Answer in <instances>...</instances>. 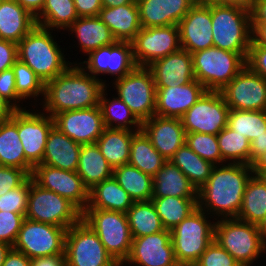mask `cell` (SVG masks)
<instances>
[{
  "mask_svg": "<svg viewBox=\"0 0 266 266\" xmlns=\"http://www.w3.org/2000/svg\"><path fill=\"white\" fill-rule=\"evenodd\" d=\"M253 174L252 165H215L207 182L198 190V207L215 220L237 218Z\"/></svg>",
  "mask_w": 266,
  "mask_h": 266,
  "instance_id": "cell-1",
  "label": "cell"
},
{
  "mask_svg": "<svg viewBox=\"0 0 266 266\" xmlns=\"http://www.w3.org/2000/svg\"><path fill=\"white\" fill-rule=\"evenodd\" d=\"M105 86L100 79L88 74L78 63L71 64L63 73L45 83L41 111L55 114L99 106Z\"/></svg>",
  "mask_w": 266,
  "mask_h": 266,
  "instance_id": "cell-2",
  "label": "cell"
},
{
  "mask_svg": "<svg viewBox=\"0 0 266 266\" xmlns=\"http://www.w3.org/2000/svg\"><path fill=\"white\" fill-rule=\"evenodd\" d=\"M56 33L36 25L17 45L18 59L30 67L44 82L63 73L71 64L56 41ZM54 35V36H53ZM63 51V52H62Z\"/></svg>",
  "mask_w": 266,
  "mask_h": 266,
  "instance_id": "cell-3",
  "label": "cell"
},
{
  "mask_svg": "<svg viewBox=\"0 0 266 266\" xmlns=\"http://www.w3.org/2000/svg\"><path fill=\"white\" fill-rule=\"evenodd\" d=\"M213 46L247 59L252 42L250 11L211 2Z\"/></svg>",
  "mask_w": 266,
  "mask_h": 266,
  "instance_id": "cell-4",
  "label": "cell"
},
{
  "mask_svg": "<svg viewBox=\"0 0 266 266\" xmlns=\"http://www.w3.org/2000/svg\"><path fill=\"white\" fill-rule=\"evenodd\" d=\"M214 240L244 266H253L259 257L266 254V244L258 225L236 218L215 221Z\"/></svg>",
  "mask_w": 266,
  "mask_h": 266,
  "instance_id": "cell-5",
  "label": "cell"
},
{
  "mask_svg": "<svg viewBox=\"0 0 266 266\" xmlns=\"http://www.w3.org/2000/svg\"><path fill=\"white\" fill-rule=\"evenodd\" d=\"M210 218V219H208ZM197 207L171 230L174 256L178 264L190 266L214 240L215 220Z\"/></svg>",
  "mask_w": 266,
  "mask_h": 266,
  "instance_id": "cell-6",
  "label": "cell"
},
{
  "mask_svg": "<svg viewBox=\"0 0 266 266\" xmlns=\"http://www.w3.org/2000/svg\"><path fill=\"white\" fill-rule=\"evenodd\" d=\"M191 55L195 80L207 91L222 90L246 66L239 53L215 46Z\"/></svg>",
  "mask_w": 266,
  "mask_h": 266,
  "instance_id": "cell-7",
  "label": "cell"
},
{
  "mask_svg": "<svg viewBox=\"0 0 266 266\" xmlns=\"http://www.w3.org/2000/svg\"><path fill=\"white\" fill-rule=\"evenodd\" d=\"M25 218L68 229L82 220V211L67 198L42 188L29 176Z\"/></svg>",
  "mask_w": 266,
  "mask_h": 266,
  "instance_id": "cell-8",
  "label": "cell"
},
{
  "mask_svg": "<svg viewBox=\"0 0 266 266\" xmlns=\"http://www.w3.org/2000/svg\"><path fill=\"white\" fill-rule=\"evenodd\" d=\"M82 220L98 235L106 251L115 261L129 257L132 236L125 213L101 209H85Z\"/></svg>",
  "mask_w": 266,
  "mask_h": 266,
  "instance_id": "cell-9",
  "label": "cell"
},
{
  "mask_svg": "<svg viewBox=\"0 0 266 266\" xmlns=\"http://www.w3.org/2000/svg\"><path fill=\"white\" fill-rule=\"evenodd\" d=\"M119 97L141 121L155 115L156 86L148 67L136 66L129 74L111 82Z\"/></svg>",
  "mask_w": 266,
  "mask_h": 266,
  "instance_id": "cell-10",
  "label": "cell"
},
{
  "mask_svg": "<svg viewBox=\"0 0 266 266\" xmlns=\"http://www.w3.org/2000/svg\"><path fill=\"white\" fill-rule=\"evenodd\" d=\"M66 266H115L98 235L83 221L68 228L65 239Z\"/></svg>",
  "mask_w": 266,
  "mask_h": 266,
  "instance_id": "cell-11",
  "label": "cell"
},
{
  "mask_svg": "<svg viewBox=\"0 0 266 266\" xmlns=\"http://www.w3.org/2000/svg\"><path fill=\"white\" fill-rule=\"evenodd\" d=\"M66 228L24 219L12 248L30 259L65 254Z\"/></svg>",
  "mask_w": 266,
  "mask_h": 266,
  "instance_id": "cell-12",
  "label": "cell"
},
{
  "mask_svg": "<svg viewBox=\"0 0 266 266\" xmlns=\"http://www.w3.org/2000/svg\"><path fill=\"white\" fill-rule=\"evenodd\" d=\"M78 64L91 76L100 79L101 83L108 87L106 80L98 76L111 75L118 80L129 74L136 63L133 58L132 44L128 41H116L114 44L102 46L91 51L84 61H77Z\"/></svg>",
  "mask_w": 266,
  "mask_h": 266,
  "instance_id": "cell-13",
  "label": "cell"
},
{
  "mask_svg": "<svg viewBox=\"0 0 266 266\" xmlns=\"http://www.w3.org/2000/svg\"><path fill=\"white\" fill-rule=\"evenodd\" d=\"M229 111L220 91H206L181 121L186 133L217 135L227 126Z\"/></svg>",
  "mask_w": 266,
  "mask_h": 266,
  "instance_id": "cell-14",
  "label": "cell"
},
{
  "mask_svg": "<svg viewBox=\"0 0 266 266\" xmlns=\"http://www.w3.org/2000/svg\"><path fill=\"white\" fill-rule=\"evenodd\" d=\"M136 66L148 67L153 61L181 49L177 25L141 28L131 41Z\"/></svg>",
  "mask_w": 266,
  "mask_h": 266,
  "instance_id": "cell-15",
  "label": "cell"
},
{
  "mask_svg": "<svg viewBox=\"0 0 266 266\" xmlns=\"http://www.w3.org/2000/svg\"><path fill=\"white\" fill-rule=\"evenodd\" d=\"M33 104V109L17 110V129L25 158L34 167L42 163L47 137L54 126V120L50 115L41 112L37 103Z\"/></svg>",
  "mask_w": 266,
  "mask_h": 266,
  "instance_id": "cell-16",
  "label": "cell"
},
{
  "mask_svg": "<svg viewBox=\"0 0 266 266\" xmlns=\"http://www.w3.org/2000/svg\"><path fill=\"white\" fill-rule=\"evenodd\" d=\"M220 93L230 110H266V80L247 65Z\"/></svg>",
  "mask_w": 266,
  "mask_h": 266,
  "instance_id": "cell-17",
  "label": "cell"
},
{
  "mask_svg": "<svg viewBox=\"0 0 266 266\" xmlns=\"http://www.w3.org/2000/svg\"><path fill=\"white\" fill-rule=\"evenodd\" d=\"M32 180L44 189L67 198L82 212L87 208L89 189L76 171H65L46 164H37L31 173Z\"/></svg>",
  "mask_w": 266,
  "mask_h": 266,
  "instance_id": "cell-18",
  "label": "cell"
},
{
  "mask_svg": "<svg viewBox=\"0 0 266 266\" xmlns=\"http://www.w3.org/2000/svg\"><path fill=\"white\" fill-rule=\"evenodd\" d=\"M54 126L79 144H93L105 129L99 106L64 111L53 116Z\"/></svg>",
  "mask_w": 266,
  "mask_h": 266,
  "instance_id": "cell-19",
  "label": "cell"
},
{
  "mask_svg": "<svg viewBox=\"0 0 266 266\" xmlns=\"http://www.w3.org/2000/svg\"><path fill=\"white\" fill-rule=\"evenodd\" d=\"M127 260L137 266H175L171 231L133 238L131 252Z\"/></svg>",
  "mask_w": 266,
  "mask_h": 266,
  "instance_id": "cell-20",
  "label": "cell"
},
{
  "mask_svg": "<svg viewBox=\"0 0 266 266\" xmlns=\"http://www.w3.org/2000/svg\"><path fill=\"white\" fill-rule=\"evenodd\" d=\"M178 27L181 47L190 54L213 47L211 3L194 4Z\"/></svg>",
  "mask_w": 266,
  "mask_h": 266,
  "instance_id": "cell-21",
  "label": "cell"
},
{
  "mask_svg": "<svg viewBox=\"0 0 266 266\" xmlns=\"http://www.w3.org/2000/svg\"><path fill=\"white\" fill-rule=\"evenodd\" d=\"M153 147L167 160L185 143L186 131L181 118L153 115L142 122V129Z\"/></svg>",
  "mask_w": 266,
  "mask_h": 266,
  "instance_id": "cell-22",
  "label": "cell"
},
{
  "mask_svg": "<svg viewBox=\"0 0 266 266\" xmlns=\"http://www.w3.org/2000/svg\"><path fill=\"white\" fill-rule=\"evenodd\" d=\"M156 89L155 115L170 118H181L207 91L197 80Z\"/></svg>",
  "mask_w": 266,
  "mask_h": 266,
  "instance_id": "cell-23",
  "label": "cell"
},
{
  "mask_svg": "<svg viewBox=\"0 0 266 266\" xmlns=\"http://www.w3.org/2000/svg\"><path fill=\"white\" fill-rule=\"evenodd\" d=\"M148 68L156 88L176 87L195 80L192 55L182 48L153 61Z\"/></svg>",
  "mask_w": 266,
  "mask_h": 266,
  "instance_id": "cell-24",
  "label": "cell"
},
{
  "mask_svg": "<svg viewBox=\"0 0 266 266\" xmlns=\"http://www.w3.org/2000/svg\"><path fill=\"white\" fill-rule=\"evenodd\" d=\"M143 28L177 25L194 5L191 0H136Z\"/></svg>",
  "mask_w": 266,
  "mask_h": 266,
  "instance_id": "cell-25",
  "label": "cell"
},
{
  "mask_svg": "<svg viewBox=\"0 0 266 266\" xmlns=\"http://www.w3.org/2000/svg\"><path fill=\"white\" fill-rule=\"evenodd\" d=\"M81 147V144L75 142L53 126L47 137L41 164L65 171H77Z\"/></svg>",
  "mask_w": 266,
  "mask_h": 266,
  "instance_id": "cell-26",
  "label": "cell"
},
{
  "mask_svg": "<svg viewBox=\"0 0 266 266\" xmlns=\"http://www.w3.org/2000/svg\"><path fill=\"white\" fill-rule=\"evenodd\" d=\"M98 17L117 41L131 42L142 28L137 1L117 7H102Z\"/></svg>",
  "mask_w": 266,
  "mask_h": 266,
  "instance_id": "cell-27",
  "label": "cell"
},
{
  "mask_svg": "<svg viewBox=\"0 0 266 266\" xmlns=\"http://www.w3.org/2000/svg\"><path fill=\"white\" fill-rule=\"evenodd\" d=\"M66 31L69 35H75L77 47H80L79 52L81 50L86 56L93 50L117 41L109 27L98 16L79 17Z\"/></svg>",
  "mask_w": 266,
  "mask_h": 266,
  "instance_id": "cell-28",
  "label": "cell"
},
{
  "mask_svg": "<svg viewBox=\"0 0 266 266\" xmlns=\"http://www.w3.org/2000/svg\"><path fill=\"white\" fill-rule=\"evenodd\" d=\"M36 25L35 17L15 0L0 2V39L18 44Z\"/></svg>",
  "mask_w": 266,
  "mask_h": 266,
  "instance_id": "cell-29",
  "label": "cell"
},
{
  "mask_svg": "<svg viewBox=\"0 0 266 266\" xmlns=\"http://www.w3.org/2000/svg\"><path fill=\"white\" fill-rule=\"evenodd\" d=\"M0 165L17 167L29 176L33 166L26 160L17 129V110L6 120L0 121Z\"/></svg>",
  "mask_w": 266,
  "mask_h": 266,
  "instance_id": "cell-30",
  "label": "cell"
},
{
  "mask_svg": "<svg viewBox=\"0 0 266 266\" xmlns=\"http://www.w3.org/2000/svg\"><path fill=\"white\" fill-rule=\"evenodd\" d=\"M174 196L180 198H198V191L185 174L170 161L153 176L152 198Z\"/></svg>",
  "mask_w": 266,
  "mask_h": 266,
  "instance_id": "cell-31",
  "label": "cell"
},
{
  "mask_svg": "<svg viewBox=\"0 0 266 266\" xmlns=\"http://www.w3.org/2000/svg\"><path fill=\"white\" fill-rule=\"evenodd\" d=\"M133 203V199L112 176L97 183L89 190L86 209L111 210L126 214Z\"/></svg>",
  "mask_w": 266,
  "mask_h": 266,
  "instance_id": "cell-32",
  "label": "cell"
},
{
  "mask_svg": "<svg viewBox=\"0 0 266 266\" xmlns=\"http://www.w3.org/2000/svg\"><path fill=\"white\" fill-rule=\"evenodd\" d=\"M76 172L90 190L97 183L111 178L113 168L108 164L96 143L82 144Z\"/></svg>",
  "mask_w": 266,
  "mask_h": 266,
  "instance_id": "cell-33",
  "label": "cell"
},
{
  "mask_svg": "<svg viewBox=\"0 0 266 266\" xmlns=\"http://www.w3.org/2000/svg\"><path fill=\"white\" fill-rule=\"evenodd\" d=\"M107 90L109 89L105 87L99 98V107L105 128L141 131L142 122L119 97L113 95L108 97Z\"/></svg>",
  "mask_w": 266,
  "mask_h": 266,
  "instance_id": "cell-34",
  "label": "cell"
},
{
  "mask_svg": "<svg viewBox=\"0 0 266 266\" xmlns=\"http://www.w3.org/2000/svg\"><path fill=\"white\" fill-rule=\"evenodd\" d=\"M138 131L105 128L96 144L108 164L114 169L129 163L130 145Z\"/></svg>",
  "mask_w": 266,
  "mask_h": 266,
  "instance_id": "cell-35",
  "label": "cell"
},
{
  "mask_svg": "<svg viewBox=\"0 0 266 266\" xmlns=\"http://www.w3.org/2000/svg\"><path fill=\"white\" fill-rule=\"evenodd\" d=\"M169 161L177 166L198 191L209 179L215 165L201 158L184 143Z\"/></svg>",
  "mask_w": 266,
  "mask_h": 266,
  "instance_id": "cell-36",
  "label": "cell"
},
{
  "mask_svg": "<svg viewBox=\"0 0 266 266\" xmlns=\"http://www.w3.org/2000/svg\"><path fill=\"white\" fill-rule=\"evenodd\" d=\"M112 176L134 202L151 201L153 177L150 175L128 163L114 168Z\"/></svg>",
  "mask_w": 266,
  "mask_h": 266,
  "instance_id": "cell-37",
  "label": "cell"
},
{
  "mask_svg": "<svg viewBox=\"0 0 266 266\" xmlns=\"http://www.w3.org/2000/svg\"><path fill=\"white\" fill-rule=\"evenodd\" d=\"M78 18L73 0H45L35 21L40 27L60 32L67 30Z\"/></svg>",
  "mask_w": 266,
  "mask_h": 266,
  "instance_id": "cell-38",
  "label": "cell"
},
{
  "mask_svg": "<svg viewBox=\"0 0 266 266\" xmlns=\"http://www.w3.org/2000/svg\"><path fill=\"white\" fill-rule=\"evenodd\" d=\"M266 217V184L252 175L247 182L242 207L236 219L258 225Z\"/></svg>",
  "mask_w": 266,
  "mask_h": 266,
  "instance_id": "cell-39",
  "label": "cell"
},
{
  "mask_svg": "<svg viewBox=\"0 0 266 266\" xmlns=\"http://www.w3.org/2000/svg\"><path fill=\"white\" fill-rule=\"evenodd\" d=\"M166 162L167 160L153 147L142 130L133 136L129 164L153 177Z\"/></svg>",
  "mask_w": 266,
  "mask_h": 266,
  "instance_id": "cell-40",
  "label": "cell"
},
{
  "mask_svg": "<svg viewBox=\"0 0 266 266\" xmlns=\"http://www.w3.org/2000/svg\"><path fill=\"white\" fill-rule=\"evenodd\" d=\"M126 215L132 239L165 230L152 201L134 202Z\"/></svg>",
  "mask_w": 266,
  "mask_h": 266,
  "instance_id": "cell-41",
  "label": "cell"
},
{
  "mask_svg": "<svg viewBox=\"0 0 266 266\" xmlns=\"http://www.w3.org/2000/svg\"><path fill=\"white\" fill-rule=\"evenodd\" d=\"M151 201L166 230H172L198 207V198L167 196L151 198Z\"/></svg>",
  "mask_w": 266,
  "mask_h": 266,
  "instance_id": "cell-42",
  "label": "cell"
},
{
  "mask_svg": "<svg viewBox=\"0 0 266 266\" xmlns=\"http://www.w3.org/2000/svg\"><path fill=\"white\" fill-rule=\"evenodd\" d=\"M219 150L225 163L250 165V141L226 126L217 134Z\"/></svg>",
  "mask_w": 266,
  "mask_h": 266,
  "instance_id": "cell-43",
  "label": "cell"
},
{
  "mask_svg": "<svg viewBox=\"0 0 266 266\" xmlns=\"http://www.w3.org/2000/svg\"><path fill=\"white\" fill-rule=\"evenodd\" d=\"M227 126L251 142L259 136L266 135V110H230Z\"/></svg>",
  "mask_w": 266,
  "mask_h": 266,
  "instance_id": "cell-44",
  "label": "cell"
},
{
  "mask_svg": "<svg viewBox=\"0 0 266 266\" xmlns=\"http://www.w3.org/2000/svg\"><path fill=\"white\" fill-rule=\"evenodd\" d=\"M12 70L15 75L17 95L23 101L25 99L36 100L35 102H38L39 100L43 101L45 83L35 74V72L19 59L14 62Z\"/></svg>",
  "mask_w": 266,
  "mask_h": 266,
  "instance_id": "cell-45",
  "label": "cell"
},
{
  "mask_svg": "<svg viewBox=\"0 0 266 266\" xmlns=\"http://www.w3.org/2000/svg\"><path fill=\"white\" fill-rule=\"evenodd\" d=\"M185 143L204 160L214 165L225 164L219 150L217 135L186 133Z\"/></svg>",
  "mask_w": 266,
  "mask_h": 266,
  "instance_id": "cell-46",
  "label": "cell"
},
{
  "mask_svg": "<svg viewBox=\"0 0 266 266\" xmlns=\"http://www.w3.org/2000/svg\"><path fill=\"white\" fill-rule=\"evenodd\" d=\"M29 196V177L17 188L0 196V211L25 214Z\"/></svg>",
  "mask_w": 266,
  "mask_h": 266,
  "instance_id": "cell-47",
  "label": "cell"
},
{
  "mask_svg": "<svg viewBox=\"0 0 266 266\" xmlns=\"http://www.w3.org/2000/svg\"><path fill=\"white\" fill-rule=\"evenodd\" d=\"M24 219L25 214L0 211V242L13 246Z\"/></svg>",
  "mask_w": 266,
  "mask_h": 266,
  "instance_id": "cell-48",
  "label": "cell"
},
{
  "mask_svg": "<svg viewBox=\"0 0 266 266\" xmlns=\"http://www.w3.org/2000/svg\"><path fill=\"white\" fill-rule=\"evenodd\" d=\"M196 264L198 266H237L239 263L213 240Z\"/></svg>",
  "mask_w": 266,
  "mask_h": 266,
  "instance_id": "cell-49",
  "label": "cell"
},
{
  "mask_svg": "<svg viewBox=\"0 0 266 266\" xmlns=\"http://www.w3.org/2000/svg\"><path fill=\"white\" fill-rule=\"evenodd\" d=\"M0 94L15 110L26 108L25 106L22 107V99L17 95L15 75L12 68L0 72Z\"/></svg>",
  "mask_w": 266,
  "mask_h": 266,
  "instance_id": "cell-50",
  "label": "cell"
},
{
  "mask_svg": "<svg viewBox=\"0 0 266 266\" xmlns=\"http://www.w3.org/2000/svg\"><path fill=\"white\" fill-rule=\"evenodd\" d=\"M28 177L20 168L0 165V196L20 186Z\"/></svg>",
  "mask_w": 266,
  "mask_h": 266,
  "instance_id": "cell-51",
  "label": "cell"
},
{
  "mask_svg": "<svg viewBox=\"0 0 266 266\" xmlns=\"http://www.w3.org/2000/svg\"><path fill=\"white\" fill-rule=\"evenodd\" d=\"M246 65L266 80V46L251 42Z\"/></svg>",
  "mask_w": 266,
  "mask_h": 266,
  "instance_id": "cell-52",
  "label": "cell"
},
{
  "mask_svg": "<svg viewBox=\"0 0 266 266\" xmlns=\"http://www.w3.org/2000/svg\"><path fill=\"white\" fill-rule=\"evenodd\" d=\"M17 59V43L0 39V72L11 69Z\"/></svg>",
  "mask_w": 266,
  "mask_h": 266,
  "instance_id": "cell-53",
  "label": "cell"
},
{
  "mask_svg": "<svg viewBox=\"0 0 266 266\" xmlns=\"http://www.w3.org/2000/svg\"><path fill=\"white\" fill-rule=\"evenodd\" d=\"M79 17H96L102 9V0H73Z\"/></svg>",
  "mask_w": 266,
  "mask_h": 266,
  "instance_id": "cell-54",
  "label": "cell"
},
{
  "mask_svg": "<svg viewBox=\"0 0 266 266\" xmlns=\"http://www.w3.org/2000/svg\"><path fill=\"white\" fill-rule=\"evenodd\" d=\"M30 266H66L65 254L32 258Z\"/></svg>",
  "mask_w": 266,
  "mask_h": 266,
  "instance_id": "cell-55",
  "label": "cell"
},
{
  "mask_svg": "<svg viewBox=\"0 0 266 266\" xmlns=\"http://www.w3.org/2000/svg\"><path fill=\"white\" fill-rule=\"evenodd\" d=\"M31 259L13 248L7 253L2 266H30Z\"/></svg>",
  "mask_w": 266,
  "mask_h": 266,
  "instance_id": "cell-56",
  "label": "cell"
},
{
  "mask_svg": "<svg viewBox=\"0 0 266 266\" xmlns=\"http://www.w3.org/2000/svg\"><path fill=\"white\" fill-rule=\"evenodd\" d=\"M250 18L251 23H266V0H254Z\"/></svg>",
  "mask_w": 266,
  "mask_h": 266,
  "instance_id": "cell-57",
  "label": "cell"
},
{
  "mask_svg": "<svg viewBox=\"0 0 266 266\" xmlns=\"http://www.w3.org/2000/svg\"><path fill=\"white\" fill-rule=\"evenodd\" d=\"M266 151V135L259 136L250 142V165Z\"/></svg>",
  "mask_w": 266,
  "mask_h": 266,
  "instance_id": "cell-58",
  "label": "cell"
},
{
  "mask_svg": "<svg viewBox=\"0 0 266 266\" xmlns=\"http://www.w3.org/2000/svg\"><path fill=\"white\" fill-rule=\"evenodd\" d=\"M252 24V40L256 44L266 46V23H251Z\"/></svg>",
  "mask_w": 266,
  "mask_h": 266,
  "instance_id": "cell-59",
  "label": "cell"
},
{
  "mask_svg": "<svg viewBox=\"0 0 266 266\" xmlns=\"http://www.w3.org/2000/svg\"><path fill=\"white\" fill-rule=\"evenodd\" d=\"M36 17L42 10L45 0H15Z\"/></svg>",
  "mask_w": 266,
  "mask_h": 266,
  "instance_id": "cell-60",
  "label": "cell"
},
{
  "mask_svg": "<svg viewBox=\"0 0 266 266\" xmlns=\"http://www.w3.org/2000/svg\"><path fill=\"white\" fill-rule=\"evenodd\" d=\"M211 2L220 5L236 6L250 11L254 0H211Z\"/></svg>",
  "mask_w": 266,
  "mask_h": 266,
  "instance_id": "cell-61",
  "label": "cell"
},
{
  "mask_svg": "<svg viewBox=\"0 0 266 266\" xmlns=\"http://www.w3.org/2000/svg\"><path fill=\"white\" fill-rule=\"evenodd\" d=\"M252 170L259 177L266 172V151L252 163Z\"/></svg>",
  "mask_w": 266,
  "mask_h": 266,
  "instance_id": "cell-62",
  "label": "cell"
},
{
  "mask_svg": "<svg viewBox=\"0 0 266 266\" xmlns=\"http://www.w3.org/2000/svg\"><path fill=\"white\" fill-rule=\"evenodd\" d=\"M15 109L0 94V121L10 118Z\"/></svg>",
  "mask_w": 266,
  "mask_h": 266,
  "instance_id": "cell-63",
  "label": "cell"
},
{
  "mask_svg": "<svg viewBox=\"0 0 266 266\" xmlns=\"http://www.w3.org/2000/svg\"><path fill=\"white\" fill-rule=\"evenodd\" d=\"M134 0H102L103 7H117L132 3Z\"/></svg>",
  "mask_w": 266,
  "mask_h": 266,
  "instance_id": "cell-64",
  "label": "cell"
},
{
  "mask_svg": "<svg viewBox=\"0 0 266 266\" xmlns=\"http://www.w3.org/2000/svg\"><path fill=\"white\" fill-rule=\"evenodd\" d=\"M11 248L12 246H10L9 244L0 242V266L3 265L5 257Z\"/></svg>",
  "mask_w": 266,
  "mask_h": 266,
  "instance_id": "cell-65",
  "label": "cell"
},
{
  "mask_svg": "<svg viewBox=\"0 0 266 266\" xmlns=\"http://www.w3.org/2000/svg\"><path fill=\"white\" fill-rule=\"evenodd\" d=\"M258 228L263 242L266 244V217L258 224Z\"/></svg>",
  "mask_w": 266,
  "mask_h": 266,
  "instance_id": "cell-66",
  "label": "cell"
},
{
  "mask_svg": "<svg viewBox=\"0 0 266 266\" xmlns=\"http://www.w3.org/2000/svg\"><path fill=\"white\" fill-rule=\"evenodd\" d=\"M137 266L131 262H129L127 259L116 261L115 266Z\"/></svg>",
  "mask_w": 266,
  "mask_h": 266,
  "instance_id": "cell-67",
  "label": "cell"
},
{
  "mask_svg": "<svg viewBox=\"0 0 266 266\" xmlns=\"http://www.w3.org/2000/svg\"><path fill=\"white\" fill-rule=\"evenodd\" d=\"M194 4H209L211 0H191Z\"/></svg>",
  "mask_w": 266,
  "mask_h": 266,
  "instance_id": "cell-68",
  "label": "cell"
},
{
  "mask_svg": "<svg viewBox=\"0 0 266 266\" xmlns=\"http://www.w3.org/2000/svg\"><path fill=\"white\" fill-rule=\"evenodd\" d=\"M261 179L265 182V184H266V172L265 173H263L261 176Z\"/></svg>",
  "mask_w": 266,
  "mask_h": 266,
  "instance_id": "cell-69",
  "label": "cell"
},
{
  "mask_svg": "<svg viewBox=\"0 0 266 266\" xmlns=\"http://www.w3.org/2000/svg\"><path fill=\"white\" fill-rule=\"evenodd\" d=\"M190 266H198V265L196 263H194V264H191ZM237 266H244V265L238 264Z\"/></svg>",
  "mask_w": 266,
  "mask_h": 266,
  "instance_id": "cell-70",
  "label": "cell"
},
{
  "mask_svg": "<svg viewBox=\"0 0 266 266\" xmlns=\"http://www.w3.org/2000/svg\"><path fill=\"white\" fill-rule=\"evenodd\" d=\"M175 266H187V265H183V264H177V265H175Z\"/></svg>",
  "mask_w": 266,
  "mask_h": 266,
  "instance_id": "cell-71",
  "label": "cell"
}]
</instances>
